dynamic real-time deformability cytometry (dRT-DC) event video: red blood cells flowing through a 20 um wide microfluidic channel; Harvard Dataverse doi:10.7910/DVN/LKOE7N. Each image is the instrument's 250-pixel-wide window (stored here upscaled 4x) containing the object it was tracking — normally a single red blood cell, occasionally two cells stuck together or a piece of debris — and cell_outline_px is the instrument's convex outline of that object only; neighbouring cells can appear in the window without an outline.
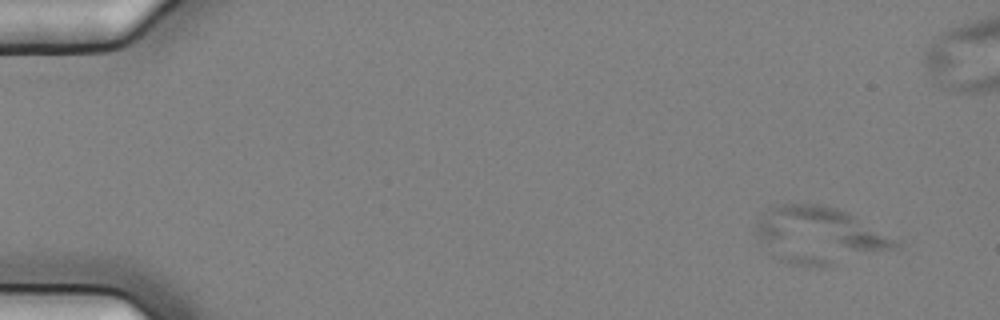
{"species": "common noctule bat (a hibernating species)", "species_latin": "Nyctalus noctula", "temperature_condition": "cold", "stored_images_in_passage": 55, "camera_frame_rate_fps": 3000, "um_per_image_px": 0.085, "animal": {"sex": "female", "body_mass_g": 25.1}, "frame": {"image": 1, "passage_image": 1, "time_ms": 0.0, "image_size_px": [1000, 320], "cell_outline_px": [[900, 248], [824, 268], [808, 268], [792, 264], [780, 260], [772, 256], [756, 236], [752, 228], [760, 216], [768, 208], [776, 204], [820, 204], [836, 208], [848, 212], [900, 240]], "centroid_in_image_um": [69.64, 20.03], "position_along_channel_um": 15.4, "area_um2": 47.4}}
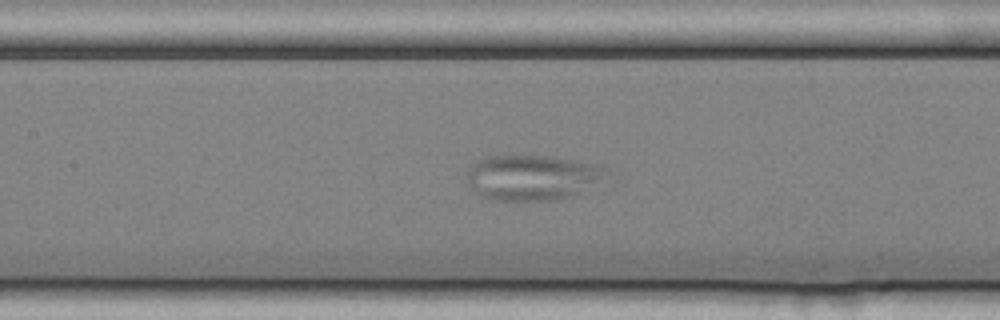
{"frame": {"image": 2, "passage_image": 24, "time_ms": 7.667, "image_size_px": [1000, 320], "cell_outline_px": [[604, 164], [596, 176], [592, 180], [576, 192], [568, 196], [556, 200], [496, 200], [480, 196], [472, 188], [468, 180], [468, 168], [476, 160], [488, 156], [544, 156], [576, 160]], "centroid_in_image_um": [45.04, 15.06], "position_along_channel_um": 162.4, "area_um2": 35.26}}
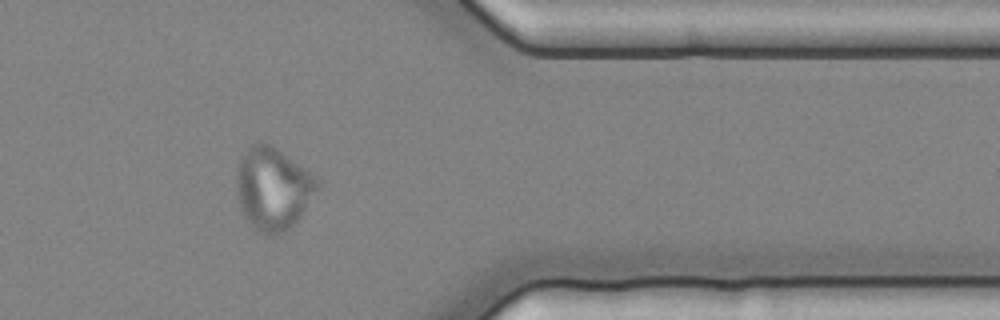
{"frame": {"image": 3, "passage_image": 44, "time_ms": 14.333, "image_size_px": [1000, 320], "cell_outline_px": [[320, 188], [296, 224], [284, 232], [268, 236], [252, 228], [248, 224], [240, 208], [236, 192], [236, 176], [240, 156], [256, 140], [260, 140], [276, 148], [312, 172], [320, 180]], "centroid_in_image_um": [23.21, 16.04], "position_along_channel_um": 388.2, "area_um2": 39.77}}